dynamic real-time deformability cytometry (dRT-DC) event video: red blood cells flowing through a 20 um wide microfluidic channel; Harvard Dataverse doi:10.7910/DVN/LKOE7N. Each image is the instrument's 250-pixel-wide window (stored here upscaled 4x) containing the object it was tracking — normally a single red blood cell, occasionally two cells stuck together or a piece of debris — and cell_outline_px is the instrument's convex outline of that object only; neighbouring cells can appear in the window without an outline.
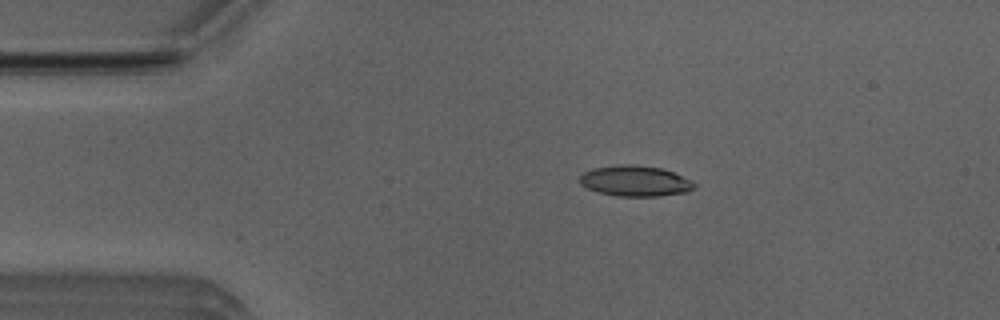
{"species": "Egyptian fruit bat (a non-hibernating species)", "species_latin": "Rousettus aegyptiacus", "temperature_condition": "room temperature", "stored_images_in_passage": 9, "camera_frame_rate_fps": 3000, "um_per_image_px": 0.085, "animal": {"sex": "male"}, "frame": {"image": 1, "passage_image": 1, "time_ms": 0.0, "image_size_px": [1000, 320], "cell_outline_px": [[696, 188], [688, 192], [660, 196], [616, 196], [600, 192], [588, 188], [580, 184], [580, 176], [584, 172], [592, 168], [620, 164], [636, 164], [660, 168], [672, 172], [692, 180], [696, 184]], "centroid_in_image_um": [54.02, 15.38], "position_along_channel_um": 31.0, "area_um2": 20.58}}